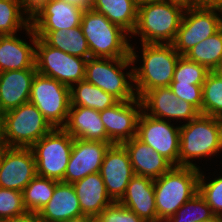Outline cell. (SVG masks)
Masks as SVG:
<instances>
[{
    "label": "cell",
    "mask_w": 222,
    "mask_h": 222,
    "mask_svg": "<svg viewBox=\"0 0 222 222\" xmlns=\"http://www.w3.org/2000/svg\"><path fill=\"white\" fill-rule=\"evenodd\" d=\"M140 57L136 52L138 46L130 45V57L133 65L134 89L141 98L147 91L157 87H170L176 64L181 55L172 44L141 43ZM142 55V56H141ZM141 58V59H138Z\"/></svg>",
    "instance_id": "obj_1"
},
{
    "label": "cell",
    "mask_w": 222,
    "mask_h": 222,
    "mask_svg": "<svg viewBox=\"0 0 222 222\" xmlns=\"http://www.w3.org/2000/svg\"><path fill=\"white\" fill-rule=\"evenodd\" d=\"M222 152V119L200 114L180 125L178 166L200 168L195 160L217 157Z\"/></svg>",
    "instance_id": "obj_2"
},
{
    "label": "cell",
    "mask_w": 222,
    "mask_h": 222,
    "mask_svg": "<svg viewBox=\"0 0 222 222\" xmlns=\"http://www.w3.org/2000/svg\"><path fill=\"white\" fill-rule=\"evenodd\" d=\"M200 168L172 166L154 179L157 222H165L199 192Z\"/></svg>",
    "instance_id": "obj_3"
},
{
    "label": "cell",
    "mask_w": 222,
    "mask_h": 222,
    "mask_svg": "<svg viewBox=\"0 0 222 222\" xmlns=\"http://www.w3.org/2000/svg\"><path fill=\"white\" fill-rule=\"evenodd\" d=\"M185 9L166 0L138 6L137 24L133 36L140 43L172 44L179 29Z\"/></svg>",
    "instance_id": "obj_4"
},
{
    "label": "cell",
    "mask_w": 222,
    "mask_h": 222,
    "mask_svg": "<svg viewBox=\"0 0 222 222\" xmlns=\"http://www.w3.org/2000/svg\"><path fill=\"white\" fill-rule=\"evenodd\" d=\"M81 29L91 57L131 58L130 35L105 15L85 9L81 18Z\"/></svg>",
    "instance_id": "obj_5"
},
{
    "label": "cell",
    "mask_w": 222,
    "mask_h": 222,
    "mask_svg": "<svg viewBox=\"0 0 222 222\" xmlns=\"http://www.w3.org/2000/svg\"><path fill=\"white\" fill-rule=\"evenodd\" d=\"M133 66L131 58L90 57L86 62L85 80L119 101H130L137 98Z\"/></svg>",
    "instance_id": "obj_6"
},
{
    "label": "cell",
    "mask_w": 222,
    "mask_h": 222,
    "mask_svg": "<svg viewBox=\"0 0 222 222\" xmlns=\"http://www.w3.org/2000/svg\"><path fill=\"white\" fill-rule=\"evenodd\" d=\"M3 141L5 147L31 148L53 127L31 102L3 114Z\"/></svg>",
    "instance_id": "obj_7"
},
{
    "label": "cell",
    "mask_w": 222,
    "mask_h": 222,
    "mask_svg": "<svg viewBox=\"0 0 222 222\" xmlns=\"http://www.w3.org/2000/svg\"><path fill=\"white\" fill-rule=\"evenodd\" d=\"M74 138L64 128H53L31 150L38 176L62 181L72 151Z\"/></svg>",
    "instance_id": "obj_8"
},
{
    "label": "cell",
    "mask_w": 222,
    "mask_h": 222,
    "mask_svg": "<svg viewBox=\"0 0 222 222\" xmlns=\"http://www.w3.org/2000/svg\"><path fill=\"white\" fill-rule=\"evenodd\" d=\"M29 102L40 110L53 128H63L69 115L70 87L37 72Z\"/></svg>",
    "instance_id": "obj_9"
},
{
    "label": "cell",
    "mask_w": 222,
    "mask_h": 222,
    "mask_svg": "<svg viewBox=\"0 0 222 222\" xmlns=\"http://www.w3.org/2000/svg\"><path fill=\"white\" fill-rule=\"evenodd\" d=\"M86 62L87 59L53 48L37 37L35 67L38 73L71 87L85 80Z\"/></svg>",
    "instance_id": "obj_10"
},
{
    "label": "cell",
    "mask_w": 222,
    "mask_h": 222,
    "mask_svg": "<svg viewBox=\"0 0 222 222\" xmlns=\"http://www.w3.org/2000/svg\"><path fill=\"white\" fill-rule=\"evenodd\" d=\"M221 27L222 8L196 6L185 9L172 45L181 56H184L196 44L216 33Z\"/></svg>",
    "instance_id": "obj_11"
},
{
    "label": "cell",
    "mask_w": 222,
    "mask_h": 222,
    "mask_svg": "<svg viewBox=\"0 0 222 222\" xmlns=\"http://www.w3.org/2000/svg\"><path fill=\"white\" fill-rule=\"evenodd\" d=\"M171 122L150 117L142 111L138 118L136 137L151 146L173 166H178L180 124L175 126Z\"/></svg>",
    "instance_id": "obj_12"
},
{
    "label": "cell",
    "mask_w": 222,
    "mask_h": 222,
    "mask_svg": "<svg viewBox=\"0 0 222 222\" xmlns=\"http://www.w3.org/2000/svg\"><path fill=\"white\" fill-rule=\"evenodd\" d=\"M142 111L150 117L182 125L197 118L200 111L183 99H178L170 87H157L147 91L141 98Z\"/></svg>",
    "instance_id": "obj_13"
},
{
    "label": "cell",
    "mask_w": 222,
    "mask_h": 222,
    "mask_svg": "<svg viewBox=\"0 0 222 222\" xmlns=\"http://www.w3.org/2000/svg\"><path fill=\"white\" fill-rule=\"evenodd\" d=\"M37 175L31 148L5 147L0 152V187L23 191Z\"/></svg>",
    "instance_id": "obj_14"
},
{
    "label": "cell",
    "mask_w": 222,
    "mask_h": 222,
    "mask_svg": "<svg viewBox=\"0 0 222 222\" xmlns=\"http://www.w3.org/2000/svg\"><path fill=\"white\" fill-rule=\"evenodd\" d=\"M141 112L142 102L139 97L130 101H119L114 106L100 111L108 138L114 144H122L136 137Z\"/></svg>",
    "instance_id": "obj_15"
},
{
    "label": "cell",
    "mask_w": 222,
    "mask_h": 222,
    "mask_svg": "<svg viewBox=\"0 0 222 222\" xmlns=\"http://www.w3.org/2000/svg\"><path fill=\"white\" fill-rule=\"evenodd\" d=\"M109 142L74 139L72 151L61 182L73 184L92 173H99Z\"/></svg>",
    "instance_id": "obj_16"
},
{
    "label": "cell",
    "mask_w": 222,
    "mask_h": 222,
    "mask_svg": "<svg viewBox=\"0 0 222 222\" xmlns=\"http://www.w3.org/2000/svg\"><path fill=\"white\" fill-rule=\"evenodd\" d=\"M99 173L109 197L118 202L123 197L130 179L135 175L129 154L122 144H113L108 148Z\"/></svg>",
    "instance_id": "obj_17"
},
{
    "label": "cell",
    "mask_w": 222,
    "mask_h": 222,
    "mask_svg": "<svg viewBox=\"0 0 222 222\" xmlns=\"http://www.w3.org/2000/svg\"><path fill=\"white\" fill-rule=\"evenodd\" d=\"M25 34L29 41L21 39L17 34L0 35V72L36 69L35 67V45L36 34L30 25Z\"/></svg>",
    "instance_id": "obj_18"
},
{
    "label": "cell",
    "mask_w": 222,
    "mask_h": 222,
    "mask_svg": "<svg viewBox=\"0 0 222 222\" xmlns=\"http://www.w3.org/2000/svg\"><path fill=\"white\" fill-rule=\"evenodd\" d=\"M85 9L65 0H50L31 16L33 30L71 29L81 25Z\"/></svg>",
    "instance_id": "obj_19"
},
{
    "label": "cell",
    "mask_w": 222,
    "mask_h": 222,
    "mask_svg": "<svg viewBox=\"0 0 222 222\" xmlns=\"http://www.w3.org/2000/svg\"><path fill=\"white\" fill-rule=\"evenodd\" d=\"M118 202L137 214L144 222H157L154 179L134 175Z\"/></svg>",
    "instance_id": "obj_20"
},
{
    "label": "cell",
    "mask_w": 222,
    "mask_h": 222,
    "mask_svg": "<svg viewBox=\"0 0 222 222\" xmlns=\"http://www.w3.org/2000/svg\"><path fill=\"white\" fill-rule=\"evenodd\" d=\"M36 69L0 72V108L3 113L29 102Z\"/></svg>",
    "instance_id": "obj_21"
},
{
    "label": "cell",
    "mask_w": 222,
    "mask_h": 222,
    "mask_svg": "<svg viewBox=\"0 0 222 222\" xmlns=\"http://www.w3.org/2000/svg\"><path fill=\"white\" fill-rule=\"evenodd\" d=\"M74 139L109 142L100 111L83 106H70L66 125L63 127Z\"/></svg>",
    "instance_id": "obj_22"
},
{
    "label": "cell",
    "mask_w": 222,
    "mask_h": 222,
    "mask_svg": "<svg viewBox=\"0 0 222 222\" xmlns=\"http://www.w3.org/2000/svg\"><path fill=\"white\" fill-rule=\"evenodd\" d=\"M122 145L129 154L135 175L156 179L173 166L165 157L137 137L123 142Z\"/></svg>",
    "instance_id": "obj_23"
},
{
    "label": "cell",
    "mask_w": 222,
    "mask_h": 222,
    "mask_svg": "<svg viewBox=\"0 0 222 222\" xmlns=\"http://www.w3.org/2000/svg\"><path fill=\"white\" fill-rule=\"evenodd\" d=\"M37 214L42 222H60L82 216L73 185L57 181L53 196Z\"/></svg>",
    "instance_id": "obj_24"
},
{
    "label": "cell",
    "mask_w": 222,
    "mask_h": 222,
    "mask_svg": "<svg viewBox=\"0 0 222 222\" xmlns=\"http://www.w3.org/2000/svg\"><path fill=\"white\" fill-rule=\"evenodd\" d=\"M83 215L96 218L114 201L109 197L100 173H92L72 184Z\"/></svg>",
    "instance_id": "obj_25"
},
{
    "label": "cell",
    "mask_w": 222,
    "mask_h": 222,
    "mask_svg": "<svg viewBox=\"0 0 222 222\" xmlns=\"http://www.w3.org/2000/svg\"><path fill=\"white\" fill-rule=\"evenodd\" d=\"M36 37L41 38L47 45L62 50L70 55L84 59L91 57L90 49L81 26L71 29L34 30Z\"/></svg>",
    "instance_id": "obj_26"
},
{
    "label": "cell",
    "mask_w": 222,
    "mask_h": 222,
    "mask_svg": "<svg viewBox=\"0 0 222 222\" xmlns=\"http://www.w3.org/2000/svg\"><path fill=\"white\" fill-rule=\"evenodd\" d=\"M90 9L105 15L130 36L136 28L138 6L133 0H92Z\"/></svg>",
    "instance_id": "obj_27"
},
{
    "label": "cell",
    "mask_w": 222,
    "mask_h": 222,
    "mask_svg": "<svg viewBox=\"0 0 222 222\" xmlns=\"http://www.w3.org/2000/svg\"><path fill=\"white\" fill-rule=\"evenodd\" d=\"M118 102L119 100L112 94L106 93L86 80L79 81L70 87V106H83L102 111Z\"/></svg>",
    "instance_id": "obj_28"
},
{
    "label": "cell",
    "mask_w": 222,
    "mask_h": 222,
    "mask_svg": "<svg viewBox=\"0 0 222 222\" xmlns=\"http://www.w3.org/2000/svg\"><path fill=\"white\" fill-rule=\"evenodd\" d=\"M188 60L216 71L222 63V27L213 35L191 48L185 55Z\"/></svg>",
    "instance_id": "obj_29"
},
{
    "label": "cell",
    "mask_w": 222,
    "mask_h": 222,
    "mask_svg": "<svg viewBox=\"0 0 222 222\" xmlns=\"http://www.w3.org/2000/svg\"><path fill=\"white\" fill-rule=\"evenodd\" d=\"M31 25V17L20 0H0V35H14Z\"/></svg>",
    "instance_id": "obj_30"
},
{
    "label": "cell",
    "mask_w": 222,
    "mask_h": 222,
    "mask_svg": "<svg viewBox=\"0 0 222 222\" xmlns=\"http://www.w3.org/2000/svg\"><path fill=\"white\" fill-rule=\"evenodd\" d=\"M56 180L36 175L23 189V201L27 212L38 213L45 206L55 190Z\"/></svg>",
    "instance_id": "obj_31"
},
{
    "label": "cell",
    "mask_w": 222,
    "mask_h": 222,
    "mask_svg": "<svg viewBox=\"0 0 222 222\" xmlns=\"http://www.w3.org/2000/svg\"><path fill=\"white\" fill-rule=\"evenodd\" d=\"M201 114L222 119V76L210 71L202 85Z\"/></svg>",
    "instance_id": "obj_32"
},
{
    "label": "cell",
    "mask_w": 222,
    "mask_h": 222,
    "mask_svg": "<svg viewBox=\"0 0 222 222\" xmlns=\"http://www.w3.org/2000/svg\"><path fill=\"white\" fill-rule=\"evenodd\" d=\"M211 207L198 192L165 222H200L213 216Z\"/></svg>",
    "instance_id": "obj_33"
},
{
    "label": "cell",
    "mask_w": 222,
    "mask_h": 222,
    "mask_svg": "<svg viewBox=\"0 0 222 222\" xmlns=\"http://www.w3.org/2000/svg\"><path fill=\"white\" fill-rule=\"evenodd\" d=\"M209 72L203 65L181 56L176 64L171 83L203 85Z\"/></svg>",
    "instance_id": "obj_34"
},
{
    "label": "cell",
    "mask_w": 222,
    "mask_h": 222,
    "mask_svg": "<svg viewBox=\"0 0 222 222\" xmlns=\"http://www.w3.org/2000/svg\"><path fill=\"white\" fill-rule=\"evenodd\" d=\"M205 176L200 169L199 193L211 207L213 214L222 216V176H215L213 179L207 177L209 180Z\"/></svg>",
    "instance_id": "obj_35"
},
{
    "label": "cell",
    "mask_w": 222,
    "mask_h": 222,
    "mask_svg": "<svg viewBox=\"0 0 222 222\" xmlns=\"http://www.w3.org/2000/svg\"><path fill=\"white\" fill-rule=\"evenodd\" d=\"M27 213L21 191L0 187V219L12 218Z\"/></svg>",
    "instance_id": "obj_36"
},
{
    "label": "cell",
    "mask_w": 222,
    "mask_h": 222,
    "mask_svg": "<svg viewBox=\"0 0 222 222\" xmlns=\"http://www.w3.org/2000/svg\"><path fill=\"white\" fill-rule=\"evenodd\" d=\"M95 222H144L137 214L114 201L108 205L96 218Z\"/></svg>",
    "instance_id": "obj_37"
},
{
    "label": "cell",
    "mask_w": 222,
    "mask_h": 222,
    "mask_svg": "<svg viewBox=\"0 0 222 222\" xmlns=\"http://www.w3.org/2000/svg\"><path fill=\"white\" fill-rule=\"evenodd\" d=\"M171 90L178 99H183L195 106L201 114L202 85L171 83Z\"/></svg>",
    "instance_id": "obj_38"
},
{
    "label": "cell",
    "mask_w": 222,
    "mask_h": 222,
    "mask_svg": "<svg viewBox=\"0 0 222 222\" xmlns=\"http://www.w3.org/2000/svg\"><path fill=\"white\" fill-rule=\"evenodd\" d=\"M50 0H20L23 10L31 17Z\"/></svg>",
    "instance_id": "obj_39"
},
{
    "label": "cell",
    "mask_w": 222,
    "mask_h": 222,
    "mask_svg": "<svg viewBox=\"0 0 222 222\" xmlns=\"http://www.w3.org/2000/svg\"><path fill=\"white\" fill-rule=\"evenodd\" d=\"M0 222H42V221L40 220L37 213L27 212L17 217L0 219Z\"/></svg>",
    "instance_id": "obj_40"
},
{
    "label": "cell",
    "mask_w": 222,
    "mask_h": 222,
    "mask_svg": "<svg viewBox=\"0 0 222 222\" xmlns=\"http://www.w3.org/2000/svg\"><path fill=\"white\" fill-rule=\"evenodd\" d=\"M196 6L222 8V0H194V7Z\"/></svg>",
    "instance_id": "obj_41"
},
{
    "label": "cell",
    "mask_w": 222,
    "mask_h": 222,
    "mask_svg": "<svg viewBox=\"0 0 222 222\" xmlns=\"http://www.w3.org/2000/svg\"><path fill=\"white\" fill-rule=\"evenodd\" d=\"M65 1L83 9H90L92 0H65Z\"/></svg>",
    "instance_id": "obj_42"
},
{
    "label": "cell",
    "mask_w": 222,
    "mask_h": 222,
    "mask_svg": "<svg viewBox=\"0 0 222 222\" xmlns=\"http://www.w3.org/2000/svg\"><path fill=\"white\" fill-rule=\"evenodd\" d=\"M166 1L171 2L173 4L180 5L184 9H188V8L194 7V0H166Z\"/></svg>",
    "instance_id": "obj_43"
},
{
    "label": "cell",
    "mask_w": 222,
    "mask_h": 222,
    "mask_svg": "<svg viewBox=\"0 0 222 222\" xmlns=\"http://www.w3.org/2000/svg\"><path fill=\"white\" fill-rule=\"evenodd\" d=\"M60 222H95V218L90 217V216H86V215H82L80 217L71 218V219H67L64 221H60Z\"/></svg>",
    "instance_id": "obj_44"
},
{
    "label": "cell",
    "mask_w": 222,
    "mask_h": 222,
    "mask_svg": "<svg viewBox=\"0 0 222 222\" xmlns=\"http://www.w3.org/2000/svg\"><path fill=\"white\" fill-rule=\"evenodd\" d=\"M200 222H222V216L213 215L211 218H208Z\"/></svg>",
    "instance_id": "obj_45"
},
{
    "label": "cell",
    "mask_w": 222,
    "mask_h": 222,
    "mask_svg": "<svg viewBox=\"0 0 222 222\" xmlns=\"http://www.w3.org/2000/svg\"><path fill=\"white\" fill-rule=\"evenodd\" d=\"M133 1L137 6H140V5L145 4V3H151V2H154V1H160V0H133Z\"/></svg>",
    "instance_id": "obj_46"
},
{
    "label": "cell",
    "mask_w": 222,
    "mask_h": 222,
    "mask_svg": "<svg viewBox=\"0 0 222 222\" xmlns=\"http://www.w3.org/2000/svg\"><path fill=\"white\" fill-rule=\"evenodd\" d=\"M5 148V144L3 141V130H0V152Z\"/></svg>",
    "instance_id": "obj_47"
},
{
    "label": "cell",
    "mask_w": 222,
    "mask_h": 222,
    "mask_svg": "<svg viewBox=\"0 0 222 222\" xmlns=\"http://www.w3.org/2000/svg\"><path fill=\"white\" fill-rule=\"evenodd\" d=\"M3 112H2V110H1V108H0V130H3V128H2V122H3Z\"/></svg>",
    "instance_id": "obj_48"
},
{
    "label": "cell",
    "mask_w": 222,
    "mask_h": 222,
    "mask_svg": "<svg viewBox=\"0 0 222 222\" xmlns=\"http://www.w3.org/2000/svg\"><path fill=\"white\" fill-rule=\"evenodd\" d=\"M216 72H218L222 76V63L220 64Z\"/></svg>",
    "instance_id": "obj_49"
}]
</instances>
